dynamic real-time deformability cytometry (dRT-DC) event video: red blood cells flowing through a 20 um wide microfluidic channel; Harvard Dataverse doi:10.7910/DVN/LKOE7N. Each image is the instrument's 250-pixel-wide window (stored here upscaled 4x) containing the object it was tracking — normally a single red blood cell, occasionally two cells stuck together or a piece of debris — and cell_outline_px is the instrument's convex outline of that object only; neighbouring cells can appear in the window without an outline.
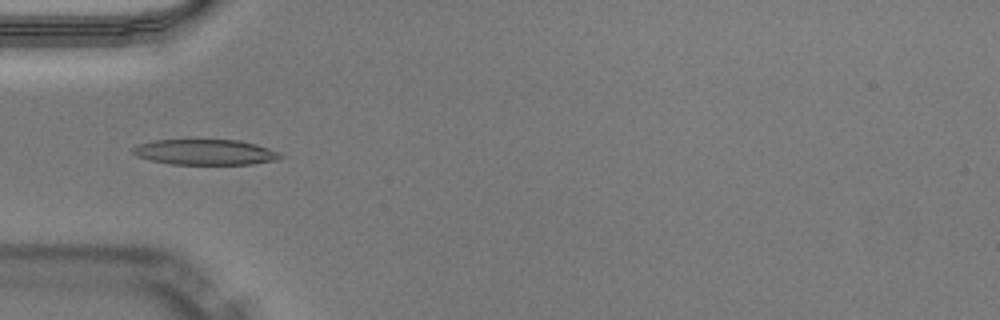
{"species": "Egyptian fruit bat (a non-hibernating species)", "species_latin": "Rousettus aegyptiacus", "temperature_condition": "warm", "stored_images_in_passage": 40, "camera_frame_rate_fps": 3000, "um_per_image_px": 0.085, "animal": {"sex": "male"}, "frame": {"image": 1, "passage_image": 7, "time_ms": 2.0, "image_size_px": [1000, 320], "cell_outline_px": [[284, 156], [276, 160], [252, 164], [172, 164], [152, 160], [136, 156], [132, 152], [132, 148], [136, 144], [152, 140], [240, 140], [256, 144], [280, 152]], "centroid_in_image_um": [17.44, 12.92], "position_along_channel_um": 67.6, "area_um2": 21.96}}
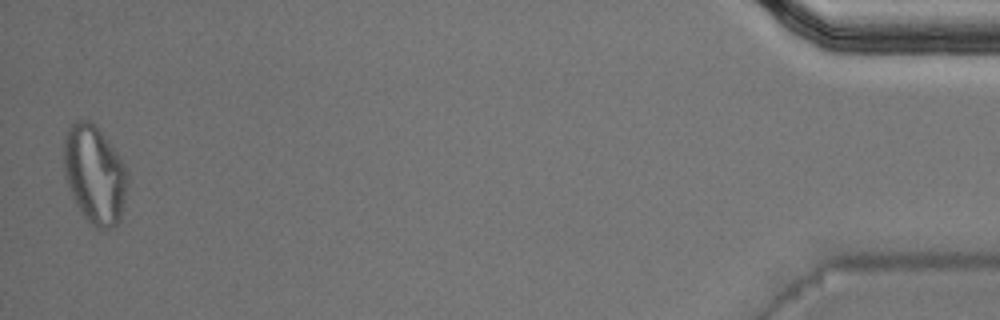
{"frame": {"image": 2, "passage_image": 40, "time_ms": 13.0, "image_size_px": [1000, 320], "cell_outline_px": [[128, 180], [120, 220], [112, 228], [96, 228], [84, 216], [76, 204], [72, 196], [64, 176], [64, 136], [68, 128], [76, 120], [88, 120], [96, 124], [124, 164], [128, 172]], "centroid_in_image_um": [8.03, 14.81], "position_along_channel_um": 427.2, "area_um2": 36.36}, "authors_computed_cell_mechanics": {"area_um2": 21.9062, "velocity_mm_per_s": 4.0662, "shape_relaxation_time_tau1_ms": null, "shape_relaxation_time_tau2_ms": 3.6542, "deformation_change_tau1": null, "deformation_change_tau2": 0.1287}}